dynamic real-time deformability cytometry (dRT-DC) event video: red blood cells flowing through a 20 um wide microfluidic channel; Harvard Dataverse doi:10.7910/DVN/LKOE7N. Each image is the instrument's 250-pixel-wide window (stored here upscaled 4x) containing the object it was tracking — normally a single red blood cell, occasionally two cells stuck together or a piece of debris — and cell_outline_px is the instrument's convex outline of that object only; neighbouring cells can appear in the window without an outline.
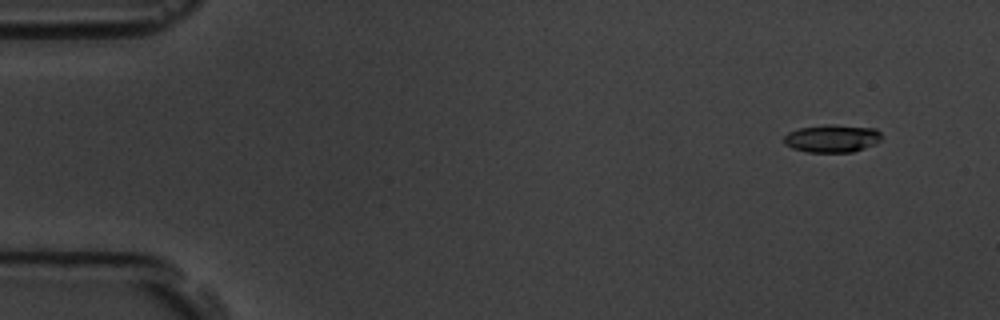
{"species": "common noctule bat (a hibernating species)", "species_latin": "Nyctalus noctula", "temperature_condition": "room temperature", "stored_images_in_passage": 3, "segment_of_instrument_passage": [2, 2], "camera_frame_rate_fps": 3000, "um_per_image_px": 0.085, "animal": {"sex": "male", "body_mass_g": 19.5, "forearm_length_mm": 54.6}, "frame": {"image": 1, "passage_image": 3, "time_ms": 3.0, "image_size_px": [1000, 320], "cell_outline_px": [[880, 140], [864, 148], [852, 152], [808, 152], [792, 148], [784, 144], [784, 136], [788, 132], [800, 128], [828, 124], [836, 124], [876, 128], [880, 132]], "centroid_in_image_um": [70.71, 11.76], "position_along_channel_um": 14.3, "area_um2": 15.78}}